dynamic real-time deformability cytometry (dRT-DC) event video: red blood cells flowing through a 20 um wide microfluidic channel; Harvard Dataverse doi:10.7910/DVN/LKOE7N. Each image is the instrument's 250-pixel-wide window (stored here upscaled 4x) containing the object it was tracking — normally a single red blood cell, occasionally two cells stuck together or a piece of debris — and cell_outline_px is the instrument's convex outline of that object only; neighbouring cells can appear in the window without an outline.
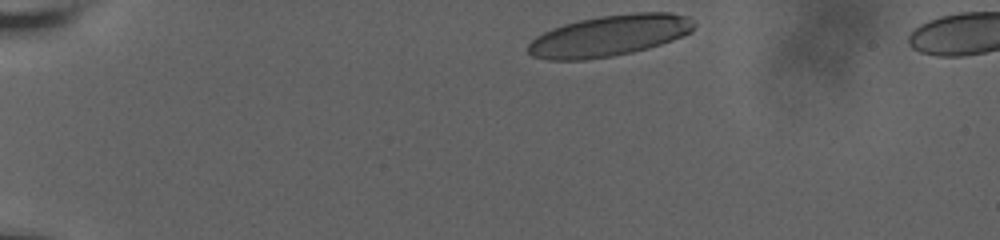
{"species": "human", "species_latin": "Homo sapiens", "temperature_condition": "room temperature", "stored_images_in_passage": 39, "camera_frame_rate_fps": 3000, "um_per_image_px": 0.085, "donor": {"sex": "male"}, "frame": {"image": 1, "passage_image": 1, "time_ms": 0.0, "image_size_px": [1000, 240], "cell_outline_px": [[696, 24], [692, 32], [672, 40], [648, 48], [632, 52], [612, 56], [584, 60], [548, 60], [532, 56], [528, 52], [528, 44], [536, 36], [552, 28], [564, 24], [580, 20], [600, 16], [636, 12], [672, 12], [688, 16]], "centroid_in_image_um": [51.81, 3.03], "position_along_channel_um": 33.2, "area_um2": 39.88}}
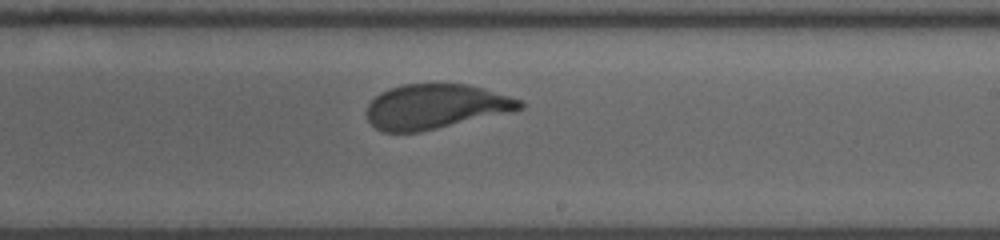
{"frame": {"image": 2, "passage_image": 26, "time_ms": 8.333, "image_size_px": [1000, 240], "cell_outline_px": [[524, 108], [512, 112], [420, 132], [384, 132], [376, 128], [368, 120], [368, 104], [380, 92], [388, 88], [404, 84], [468, 84], [484, 88], [524, 100]], "centroid_in_image_um": [37.07, 9.05], "position_along_channel_um": 251.9, "area_um2": 40.06}}
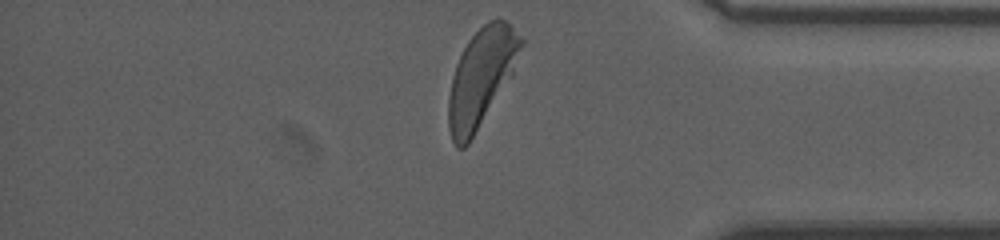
{"frame": {"image": 3, "passage_image": 39, "time_ms": 12.667, "image_size_px": [1000, 240], "cell_outline_px": [[524, 44], [512, 76], [468, 144], [464, 148], [456, 148], [452, 140], [448, 128], [448, 96], [452, 76], [456, 64], [468, 40], [488, 20], [504, 20], [524, 36]], "centroid_in_image_um": [40.92, 6.59], "position_along_channel_um": 394.3, "area_um2": 41.27}, "authors_computed_cell_mechanics": {"area_um2": 41.2114, "velocity_mm_per_s": 3.6265, "shape_relaxation_time_tau1_ms": 4.3989, "shape_relaxation_time_tau2_ms": null, "deformation_change_tau1": 0.1708, "deformation_change_tau2": null}}